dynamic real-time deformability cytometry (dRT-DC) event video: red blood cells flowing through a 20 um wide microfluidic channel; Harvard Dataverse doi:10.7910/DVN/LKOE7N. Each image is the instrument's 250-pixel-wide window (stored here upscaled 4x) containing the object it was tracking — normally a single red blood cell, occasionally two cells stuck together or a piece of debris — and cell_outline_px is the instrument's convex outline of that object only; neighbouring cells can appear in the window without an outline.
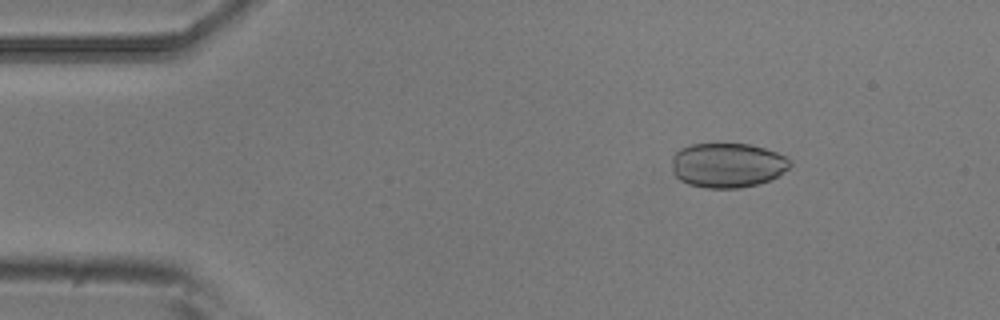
{"species": "common noctule bat (a hibernating species)", "species_latin": "Nyctalus noctula", "temperature_condition": "room temperature", "stored_images_in_passage": 4, "camera_frame_rate_fps": 3000, "um_per_image_px": 0.085, "animal": {"sex": "male", "body_mass_g": 20.5, "forearm_length_mm": 52.5}, "frame": {"image": 1, "passage_image": 2, "time_ms": 0.333, "image_size_px": [1000, 320], "cell_outline_px": [[792, 164], [788, 168], [776, 176], [760, 184], [740, 188], [704, 188], [688, 184], [680, 180], [672, 172], [672, 156], [680, 148], [692, 144], [752, 144], [776, 152], [792, 160]], "centroid_in_image_um": [61.82, 14.04], "position_along_channel_um": 23.2, "area_um2": 30.92}}